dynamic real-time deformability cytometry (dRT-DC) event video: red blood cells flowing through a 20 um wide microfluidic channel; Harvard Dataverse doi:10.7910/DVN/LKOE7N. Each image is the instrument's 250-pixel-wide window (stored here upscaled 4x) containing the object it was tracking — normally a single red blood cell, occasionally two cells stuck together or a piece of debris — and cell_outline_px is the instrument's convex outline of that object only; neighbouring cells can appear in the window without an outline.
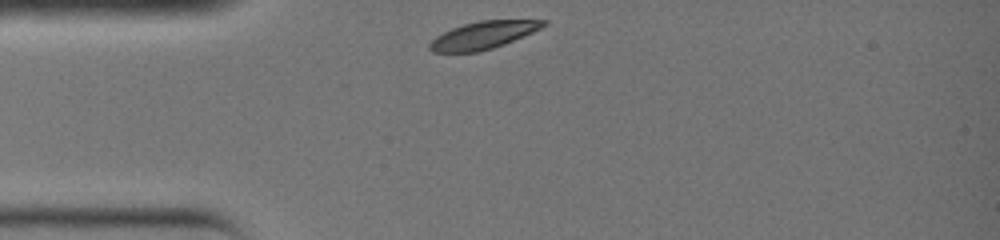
{"species": "common noctule bat (a hibernating species)", "species_latin": "Nyctalus noctula", "temperature_condition": "warm", "stored_images_in_passage": 23, "camera_frame_rate_fps": 3000, "um_per_image_px": 0.085, "animal": {"sex": "female", "body_mass_g": 19.0, "forearm_length_mm": 51.5}, "frame": {"image": 1, "passage_image": 1, "time_ms": 0.0, "image_size_px": [1000, 240], "cell_outline_px": [[548, 24], [532, 32], [504, 44], [492, 48], [476, 52], [432, 52], [428, 48], [428, 44], [436, 36], [452, 28], [464, 24], [480, 20], [548, 20]], "centroid_in_image_um": [41.05, 2.99], "position_along_channel_um": 43.9, "area_um2": 18.03}}
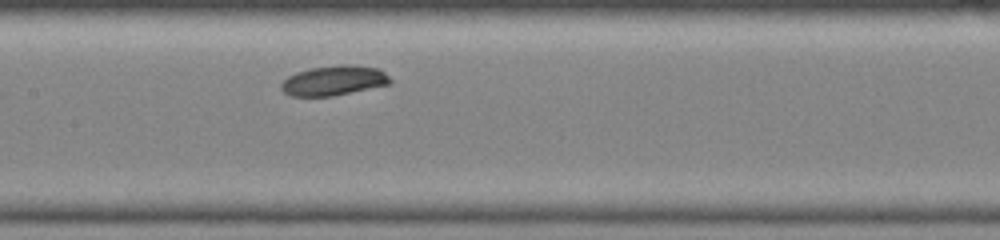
{"frame": {"image": 2, "passage_image": 10, "time_ms": 3.0, "image_size_px": [1000, 240], "cell_outline_px": [[392, 84], [332, 96], [292, 96], [284, 92], [280, 88], [280, 84], [288, 76], [296, 72], [312, 68], [340, 64], [356, 64], [380, 68], [392, 80]], "centroid_in_image_um": [28.42, 6.83], "position_along_channel_um": 179.0, "area_um2": 19.19}}
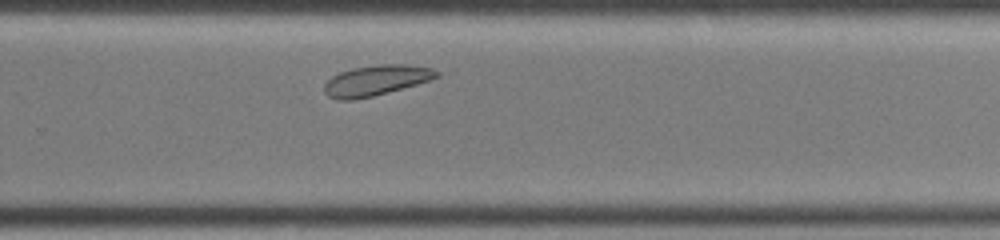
{"frame": {"image": 3, "passage_image": 17, "time_ms": 5.333, "image_size_px": [1000, 240], "cell_outline_px": [[440, 76], [416, 84], [388, 92], [372, 96], [352, 100], [336, 100], [328, 96], [324, 92], [324, 84], [332, 76], [340, 72], [352, 68], [380, 64], [404, 64], [432, 68], [440, 72]], "centroid_in_image_um": [31.94, 6.83], "position_along_channel_um": 297.9, "area_um2": 19.83}}